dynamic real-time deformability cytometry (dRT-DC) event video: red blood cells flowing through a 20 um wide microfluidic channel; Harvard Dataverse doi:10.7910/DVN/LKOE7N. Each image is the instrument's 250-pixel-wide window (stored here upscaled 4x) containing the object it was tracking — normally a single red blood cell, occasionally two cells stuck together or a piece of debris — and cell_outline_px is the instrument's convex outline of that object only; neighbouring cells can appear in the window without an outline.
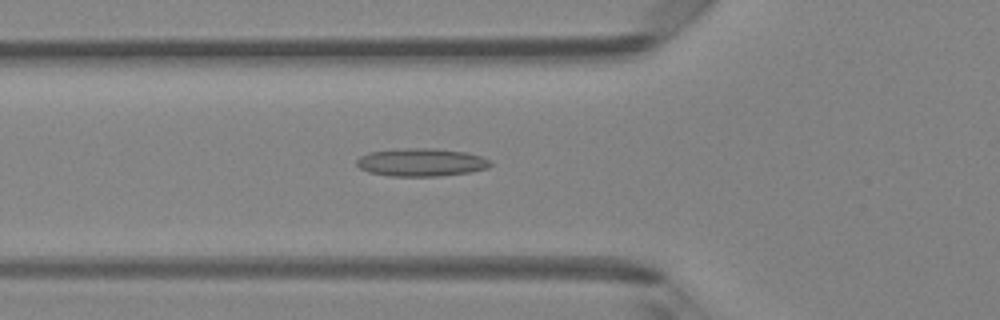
{"species": "Egyptian fruit bat (a non-hibernating species)", "species_latin": "Rousettus aegyptiacus", "temperature_condition": "room temperature", "stored_images_in_passage": 48, "camera_frame_rate_fps": 3000, "um_per_image_px": 0.085, "animal": {"sex": "female"}, "frame": {"image": 1, "passage_image": 17, "time_ms": 5.333, "image_size_px": [1000, 320], "cell_outline_px": [[492, 164], [488, 168], [468, 172], [440, 176], [388, 176], [368, 172], [360, 168], [356, 164], [356, 160], [360, 156], [368, 152], [408, 148], [432, 148], [464, 152], [480, 156], [492, 160]], "centroid_in_image_um": [35.79, 13.8], "position_along_channel_um": 90.0, "area_um2": 21.79}}
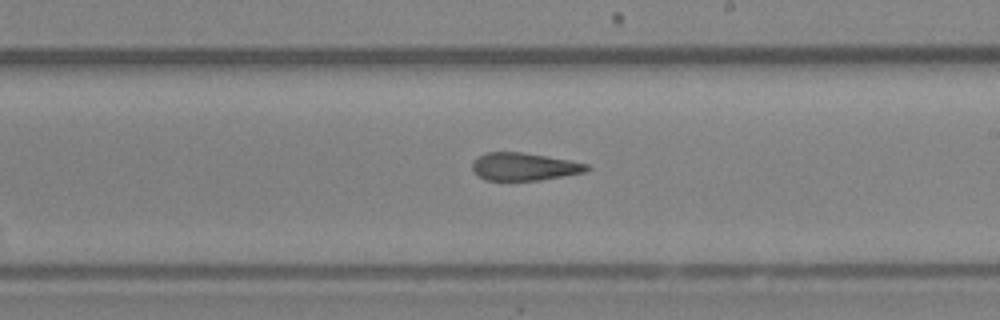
{"frame": {"image": 2, "passage_image": 28, "time_ms": 9.0, "image_size_px": [1000, 320], "cell_outline_px": [[592, 168], [584, 172], [564, 176], [540, 180], [484, 180], [472, 168], [472, 160], [476, 156], [484, 152], [520, 152], [568, 160], [588, 164]], "centroid_in_image_um": [44.52, 14.16], "position_along_channel_um": 244.5, "area_um2": 18.44}}
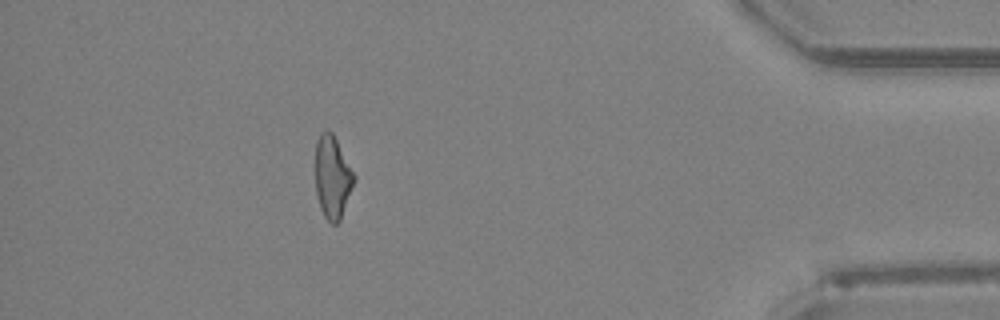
{"frame": {"image": 3, "passage_image": 43, "time_ms": 14.0, "image_size_px": [1000, 320], "cell_outline_px": [[356, 176], [340, 220], [336, 224], [332, 224], [324, 216], [320, 208], [316, 192], [316, 140], [320, 132], [328, 128], [332, 132]], "centroid_in_image_um": [28.25, 15.02], "position_along_channel_um": 407.0, "area_um2": 18.5}, "authors_computed_cell_mechanics": {"area_um2": 19.7098, "velocity_mm_per_s": 4.2262, "shape_relaxation_time_tau1_ms": null, "shape_relaxation_time_tau2_ms": 3.8175, "deformation_change_tau1": null, "deformation_change_tau2": 0.1644}}